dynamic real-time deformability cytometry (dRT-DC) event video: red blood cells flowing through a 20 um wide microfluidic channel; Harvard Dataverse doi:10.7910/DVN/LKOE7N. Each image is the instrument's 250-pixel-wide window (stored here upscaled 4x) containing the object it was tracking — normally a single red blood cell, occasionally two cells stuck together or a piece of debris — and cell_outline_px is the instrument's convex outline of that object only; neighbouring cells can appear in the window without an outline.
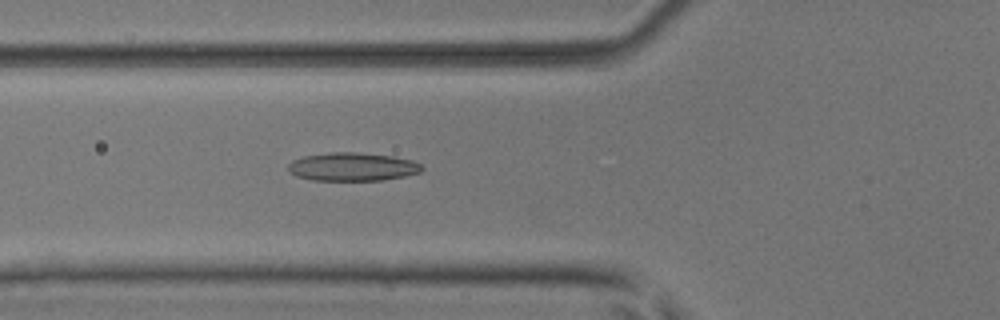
{"species": "common noctule bat (a hibernating species)", "species_latin": "Nyctalus noctula", "temperature_condition": "room temperature", "stored_images_in_passage": 51, "camera_frame_rate_fps": 3000, "um_per_image_px": 0.085, "animal": {"sex": "male", "body_mass_g": 17.9, "forearm_length_mm": 54.2}, "frame": {"image": 1, "passage_image": 19, "time_ms": 6.0, "image_size_px": [1000, 320], "cell_outline_px": [[424, 168], [420, 172], [404, 176], [384, 180], [312, 180], [296, 176], [288, 172], [288, 164], [292, 160], [304, 156], [328, 152], [360, 152], [392, 156], [412, 160], [420, 164]], "centroid_in_image_um": [29.94, 14.17], "position_along_channel_um": 95.9, "area_um2": 22.2}}
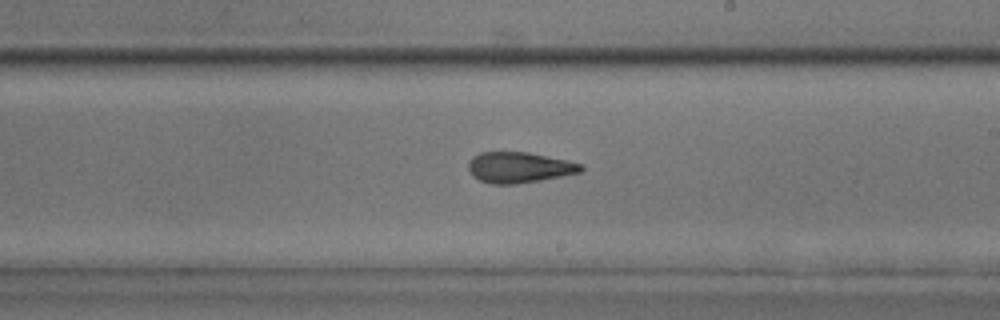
{"frame": {"image": 2, "passage_image": 30, "time_ms": 9.667, "image_size_px": [1000, 320], "cell_outline_px": [[584, 168], [580, 172], [540, 180], [516, 184], [492, 184], [480, 180], [472, 176], [468, 168], [468, 160], [472, 156], [480, 152], [528, 152], [568, 160], [584, 164]], "centroid_in_image_um": [44.11, 14.22], "position_along_channel_um": 244.9, "area_um2": 20.29}}
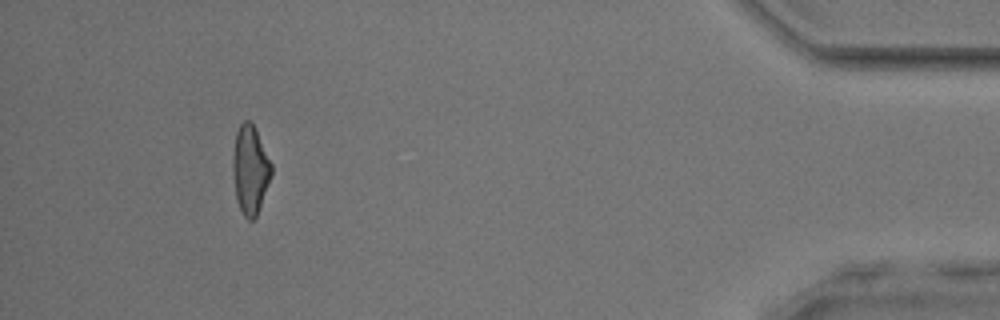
{"frame": {"image": 3, "passage_image": 47, "time_ms": 15.333, "image_size_px": [1000, 320], "cell_outline_px": [[272, 172], [256, 216], [252, 220], [248, 220], [244, 216], [236, 200], [232, 172], [232, 156], [236, 132], [240, 124], [244, 120], [252, 120], [256, 128], [272, 164]], "centroid_in_image_um": [21.25, 14.37], "position_along_channel_um": 414.0, "area_um2": 20.0}, "authors_computed_cell_mechanics": {"area_um2": 20.6346, "velocity_mm_per_s": 4.0706, "shape_relaxation_time_tau1_ms": 7.0492, "shape_relaxation_time_tau2_ms": 1.8683, "deformation_change_tau1": 0.1854, "deformation_change_tau2": 0.1046}}